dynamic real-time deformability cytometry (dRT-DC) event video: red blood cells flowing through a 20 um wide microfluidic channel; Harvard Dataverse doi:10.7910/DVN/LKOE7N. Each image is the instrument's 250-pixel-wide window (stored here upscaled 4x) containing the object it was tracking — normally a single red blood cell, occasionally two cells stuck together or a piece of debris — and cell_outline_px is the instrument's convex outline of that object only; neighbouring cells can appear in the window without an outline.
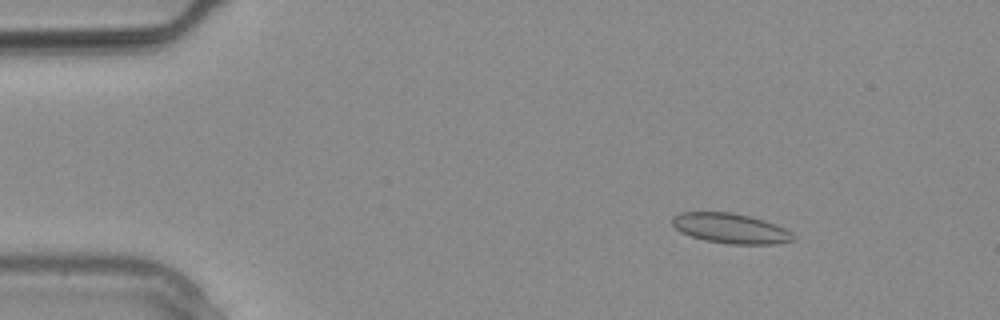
{"species": "common noctule bat (a hibernating species)", "species_latin": "Nyctalus noctula", "temperature_condition": "warm", "stored_images_in_passage": 12, "camera_frame_rate_fps": 3000, "um_per_image_px": 0.085, "animal": {"sex": "male", "body_mass_g": 20.4}, "frame": {"image": 1, "passage_image": 4, "time_ms": 1.0, "image_size_px": [1000, 320], "cell_outline_px": [[796, 240], [776, 244], [728, 244], [704, 240], [680, 232], [672, 224], [672, 216], [680, 212], [732, 212], [752, 216], [776, 224], [792, 232], [796, 236]], "centroid_in_image_um": [62.13, 19.41], "position_along_channel_um": 22.9, "area_um2": 21.44}}
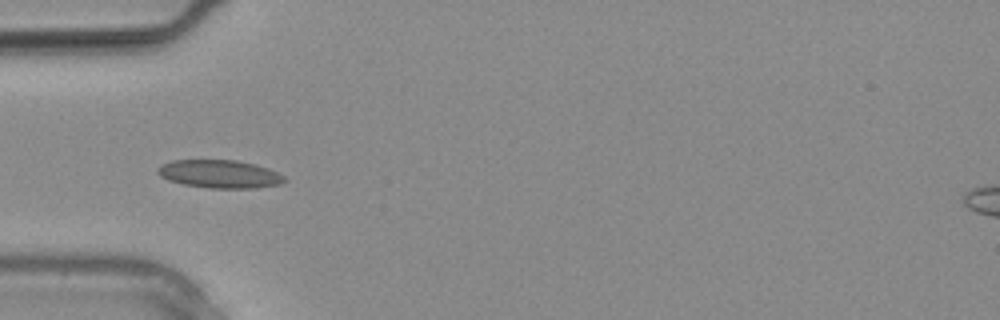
{"frame": {"image": 2, "passage_image": 9, "time_ms": 2.667, "image_size_px": [1000, 320], "cell_outline_px": [[288, 180], [280, 184], [256, 188], [208, 188], [184, 184], [168, 180], [160, 176], [156, 172], [156, 168], [160, 164], [172, 160], [236, 160], [256, 164], [268, 168], [284, 176]], "centroid_in_image_um": [18.65, 14.78], "position_along_channel_um": 66.3, "area_um2": 20.92}}